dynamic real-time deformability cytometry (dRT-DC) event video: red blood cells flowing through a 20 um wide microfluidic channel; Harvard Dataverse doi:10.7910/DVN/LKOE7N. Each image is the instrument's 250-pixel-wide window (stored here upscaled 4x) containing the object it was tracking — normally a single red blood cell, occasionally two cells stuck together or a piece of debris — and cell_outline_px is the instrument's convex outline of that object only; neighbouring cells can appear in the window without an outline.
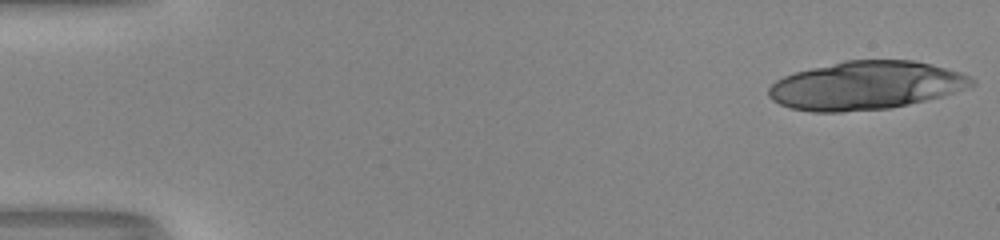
{"species": "human", "species_latin": "Homo sapiens", "temperature_condition": "room temperature", "stored_images_in_passage": 18, "camera_frame_rate_fps": 3000, "um_per_image_px": 0.085, "donor": {"sex": "male"}, "frame": {"image": 1, "passage_image": 1, "time_ms": 0.0, "image_size_px": [1000, 240], "cell_outline_px": [[976, 84], [928, 100], [888, 108], [844, 112], [812, 112], [792, 108], [780, 104], [772, 100], [768, 96], [768, 88], [776, 80], [784, 76], [796, 72], [844, 60], [916, 60], [932, 64], [960, 72], [976, 80]], "centroid_in_image_um": [73.58, 7.26], "position_along_channel_um": 11.4, "area_um2": 57.05}}